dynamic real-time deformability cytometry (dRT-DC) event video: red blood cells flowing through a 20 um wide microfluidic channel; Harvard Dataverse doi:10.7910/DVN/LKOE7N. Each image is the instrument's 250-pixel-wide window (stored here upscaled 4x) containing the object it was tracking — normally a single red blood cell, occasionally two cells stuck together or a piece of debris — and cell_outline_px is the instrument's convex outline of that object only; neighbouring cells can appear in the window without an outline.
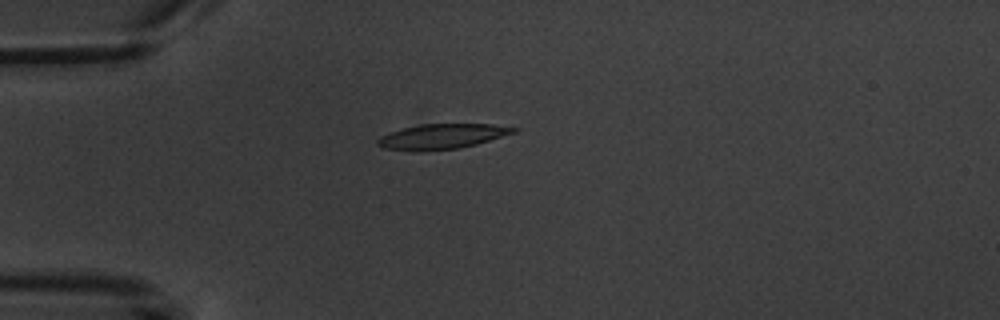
{"species": "common noctule bat (a hibernating species)", "species_latin": "Nyctalus noctula", "temperature_condition": "warm", "stored_images_in_passage": 9, "camera_frame_rate_fps": 3000, "um_per_image_px": 0.085, "animal": {"sex": "male", "body_mass_g": 20.1, "forearm_length_mm": 53.5}, "frame": {"image": 1, "passage_image": 4, "time_ms": 4.333, "image_size_px": [1000, 320], "cell_outline_px": [[520, 128], [516, 132], [476, 144], [456, 148], [416, 152], [412, 152], [384, 148], [376, 144], [376, 140], [380, 136], [404, 128], [420, 124], [492, 124]], "centroid_in_image_um": [37.54, 11.6], "position_along_channel_um": 47.5, "area_um2": 19.83}}
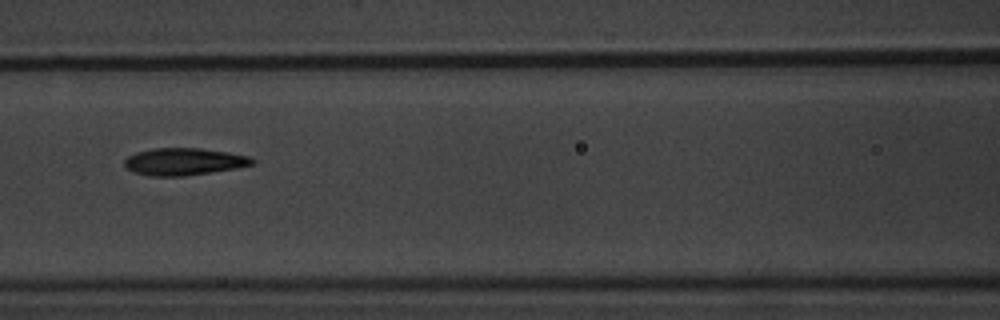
{"frame": {"image": 2, "passage_image": 7, "time_ms": 7.667, "image_size_px": [1000, 320], "cell_outline_px": [[256, 164], [236, 168], [184, 176], [148, 176], [132, 172], [124, 164], [124, 160], [128, 156], [136, 152], [152, 148], [200, 148], [228, 152], [248, 156], [256, 160]], "centroid_in_image_um": [15.63, 13.74], "position_along_channel_um": 151.0, "area_um2": 20.35}}
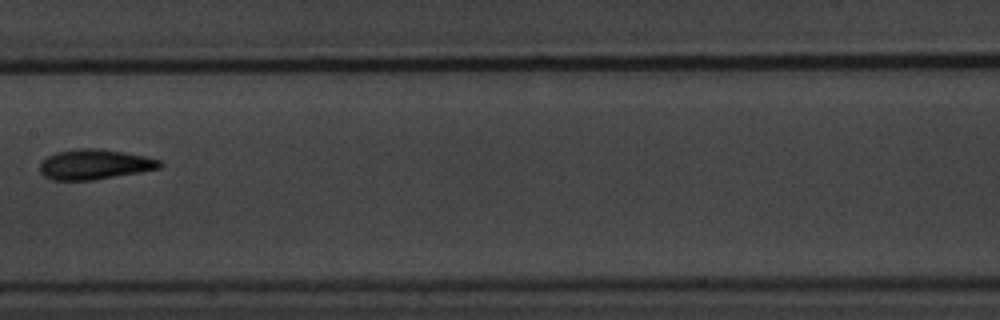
{"frame": {"image": 3, "passage_image": 8, "time_ms": 9.0, "image_size_px": [1000, 320], "cell_outline_px": [[164, 164], [160, 168], [140, 172], [92, 180], [52, 180], [44, 176], [40, 172], [40, 164], [48, 156], [56, 152], [76, 148], [100, 148], [124, 152], [144, 156], [160, 160]], "centroid_in_image_um": [8.04, 13.96], "position_along_channel_um": 199.4, "area_um2": 21.04}}